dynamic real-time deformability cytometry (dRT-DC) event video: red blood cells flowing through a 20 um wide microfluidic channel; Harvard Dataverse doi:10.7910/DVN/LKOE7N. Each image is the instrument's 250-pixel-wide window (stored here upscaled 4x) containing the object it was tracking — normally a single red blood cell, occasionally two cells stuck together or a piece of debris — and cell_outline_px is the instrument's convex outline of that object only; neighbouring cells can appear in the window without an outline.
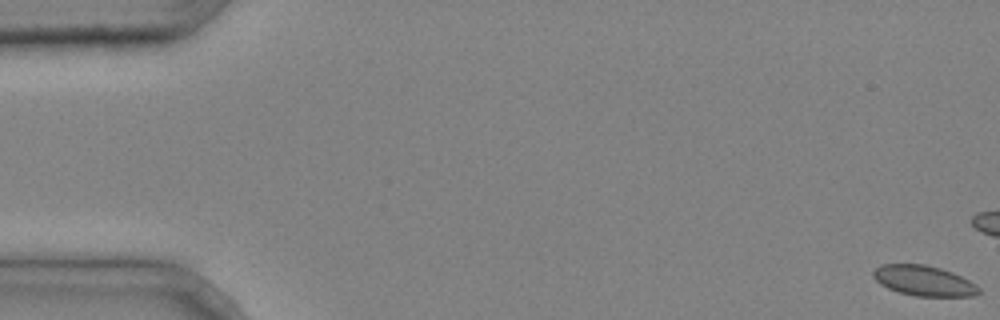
{"species": "common noctule bat (a hibernating species)", "species_latin": "Nyctalus noctula", "temperature_condition": "cold", "stored_images_in_passage": 5, "camera_frame_rate_fps": 3000, "um_per_image_px": 0.085, "animal": {"sex": "male", "body_mass_g": 20.4}, "frame": {"image": 1, "passage_image": 1, "time_ms": 0.0, "image_size_px": [1000, 320], "cell_outline_px": [[980, 292], [972, 296], [916, 296], [900, 292], [888, 288], [880, 284], [872, 276], [872, 272], [880, 264], [924, 264], [940, 268], [952, 272], [976, 284], [980, 288]], "centroid_in_image_um": [78.51, 23.85], "position_along_channel_um": 6.5, "area_um2": 18.55}}